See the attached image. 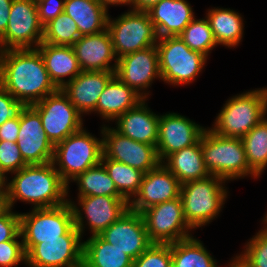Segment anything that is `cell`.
Masks as SVG:
<instances>
[{
    "label": "cell",
    "mask_w": 267,
    "mask_h": 267,
    "mask_svg": "<svg viewBox=\"0 0 267 267\" xmlns=\"http://www.w3.org/2000/svg\"><path fill=\"white\" fill-rule=\"evenodd\" d=\"M81 71H115V56L112 38L108 29L90 35H82L73 45ZM115 57V64L109 66Z\"/></svg>",
    "instance_id": "obj_21"
},
{
    "label": "cell",
    "mask_w": 267,
    "mask_h": 267,
    "mask_svg": "<svg viewBox=\"0 0 267 267\" xmlns=\"http://www.w3.org/2000/svg\"><path fill=\"white\" fill-rule=\"evenodd\" d=\"M107 12L98 0H65L64 13L76 22L81 36L106 30Z\"/></svg>",
    "instance_id": "obj_27"
},
{
    "label": "cell",
    "mask_w": 267,
    "mask_h": 267,
    "mask_svg": "<svg viewBox=\"0 0 267 267\" xmlns=\"http://www.w3.org/2000/svg\"><path fill=\"white\" fill-rule=\"evenodd\" d=\"M179 36L191 50L205 56L217 45L206 18L199 20L194 18Z\"/></svg>",
    "instance_id": "obj_36"
},
{
    "label": "cell",
    "mask_w": 267,
    "mask_h": 267,
    "mask_svg": "<svg viewBox=\"0 0 267 267\" xmlns=\"http://www.w3.org/2000/svg\"><path fill=\"white\" fill-rule=\"evenodd\" d=\"M235 259H234V261H232V263L230 264L229 267H246L237 258H235Z\"/></svg>",
    "instance_id": "obj_49"
},
{
    "label": "cell",
    "mask_w": 267,
    "mask_h": 267,
    "mask_svg": "<svg viewBox=\"0 0 267 267\" xmlns=\"http://www.w3.org/2000/svg\"><path fill=\"white\" fill-rule=\"evenodd\" d=\"M141 214L152 243L171 244L191 237L180 197L150 206Z\"/></svg>",
    "instance_id": "obj_13"
},
{
    "label": "cell",
    "mask_w": 267,
    "mask_h": 267,
    "mask_svg": "<svg viewBox=\"0 0 267 267\" xmlns=\"http://www.w3.org/2000/svg\"><path fill=\"white\" fill-rule=\"evenodd\" d=\"M74 181L79 185V196L123 197L110 178L105 166L100 163L79 174Z\"/></svg>",
    "instance_id": "obj_32"
},
{
    "label": "cell",
    "mask_w": 267,
    "mask_h": 267,
    "mask_svg": "<svg viewBox=\"0 0 267 267\" xmlns=\"http://www.w3.org/2000/svg\"><path fill=\"white\" fill-rule=\"evenodd\" d=\"M172 267H218L200 240L192 236L171 243Z\"/></svg>",
    "instance_id": "obj_31"
},
{
    "label": "cell",
    "mask_w": 267,
    "mask_h": 267,
    "mask_svg": "<svg viewBox=\"0 0 267 267\" xmlns=\"http://www.w3.org/2000/svg\"><path fill=\"white\" fill-rule=\"evenodd\" d=\"M165 159L168 163L165 162L164 166L181 184L204 179L210 175L204 164L200 140L192 146L173 152Z\"/></svg>",
    "instance_id": "obj_28"
},
{
    "label": "cell",
    "mask_w": 267,
    "mask_h": 267,
    "mask_svg": "<svg viewBox=\"0 0 267 267\" xmlns=\"http://www.w3.org/2000/svg\"><path fill=\"white\" fill-rule=\"evenodd\" d=\"M162 0H133L132 5L133 10L137 11H147L149 10L153 5L157 4Z\"/></svg>",
    "instance_id": "obj_46"
},
{
    "label": "cell",
    "mask_w": 267,
    "mask_h": 267,
    "mask_svg": "<svg viewBox=\"0 0 267 267\" xmlns=\"http://www.w3.org/2000/svg\"><path fill=\"white\" fill-rule=\"evenodd\" d=\"M180 181L160 163L144 174L142 183L129 209L141 213L146 208L180 197Z\"/></svg>",
    "instance_id": "obj_19"
},
{
    "label": "cell",
    "mask_w": 267,
    "mask_h": 267,
    "mask_svg": "<svg viewBox=\"0 0 267 267\" xmlns=\"http://www.w3.org/2000/svg\"><path fill=\"white\" fill-rule=\"evenodd\" d=\"M45 63L51 81L58 89L66 83L63 77L71 75L69 81L73 80L80 72L77 57L72 46L53 45L42 42L36 48Z\"/></svg>",
    "instance_id": "obj_25"
},
{
    "label": "cell",
    "mask_w": 267,
    "mask_h": 267,
    "mask_svg": "<svg viewBox=\"0 0 267 267\" xmlns=\"http://www.w3.org/2000/svg\"><path fill=\"white\" fill-rule=\"evenodd\" d=\"M102 155L103 139L98 140L82 128L54 145L52 162L59 164L56 171L69 187V180L100 164Z\"/></svg>",
    "instance_id": "obj_7"
},
{
    "label": "cell",
    "mask_w": 267,
    "mask_h": 267,
    "mask_svg": "<svg viewBox=\"0 0 267 267\" xmlns=\"http://www.w3.org/2000/svg\"><path fill=\"white\" fill-rule=\"evenodd\" d=\"M266 111V88L239 94L224 105L211 130L224 137L242 138L265 117Z\"/></svg>",
    "instance_id": "obj_6"
},
{
    "label": "cell",
    "mask_w": 267,
    "mask_h": 267,
    "mask_svg": "<svg viewBox=\"0 0 267 267\" xmlns=\"http://www.w3.org/2000/svg\"><path fill=\"white\" fill-rule=\"evenodd\" d=\"M19 237L20 233L13 240L0 242V267H12L21 261L26 262L23 242L16 240Z\"/></svg>",
    "instance_id": "obj_40"
},
{
    "label": "cell",
    "mask_w": 267,
    "mask_h": 267,
    "mask_svg": "<svg viewBox=\"0 0 267 267\" xmlns=\"http://www.w3.org/2000/svg\"><path fill=\"white\" fill-rule=\"evenodd\" d=\"M82 264L85 267H132L133 259L96 235L83 243Z\"/></svg>",
    "instance_id": "obj_29"
},
{
    "label": "cell",
    "mask_w": 267,
    "mask_h": 267,
    "mask_svg": "<svg viewBox=\"0 0 267 267\" xmlns=\"http://www.w3.org/2000/svg\"><path fill=\"white\" fill-rule=\"evenodd\" d=\"M132 267H172L171 244L152 243L133 260Z\"/></svg>",
    "instance_id": "obj_38"
},
{
    "label": "cell",
    "mask_w": 267,
    "mask_h": 267,
    "mask_svg": "<svg viewBox=\"0 0 267 267\" xmlns=\"http://www.w3.org/2000/svg\"><path fill=\"white\" fill-rule=\"evenodd\" d=\"M53 162L27 165L15 172L6 186L5 206L11 208L18 200L31 202L34 208H51L68 202V185L56 171Z\"/></svg>",
    "instance_id": "obj_2"
},
{
    "label": "cell",
    "mask_w": 267,
    "mask_h": 267,
    "mask_svg": "<svg viewBox=\"0 0 267 267\" xmlns=\"http://www.w3.org/2000/svg\"><path fill=\"white\" fill-rule=\"evenodd\" d=\"M74 226L61 239L40 240L27 254L30 267H79L83 263V217L71 201Z\"/></svg>",
    "instance_id": "obj_4"
},
{
    "label": "cell",
    "mask_w": 267,
    "mask_h": 267,
    "mask_svg": "<svg viewBox=\"0 0 267 267\" xmlns=\"http://www.w3.org/2000/svg\"><path fill=\"white\" fill-rule=\"evenodd\" d=\"M25 107L0 85V126L8 119L18 118Z\"/></svg>",
    "instance_id": "obj_42"
},
{
    "label": "cell",
    "mask_w": 267,
    "mask_h": 267,
    "mask_svg": "<svg viewBox=\"0 0 267 267\" xmlns=\"http://www.w3.org/2000/svg\"><path fill=\"white\" fill-rule=\"evenodd\" d=\"M101 163L105 166L118 192L130 202L131 196L138 193L144 172L102 155Z\"/></svg>",
    "instance_id": "obj_33"
},
{
    "label": "cell",
    "mask_w": 267,
    "mask_h": 267,
    "mask_svg": "<svg viewBox=\"0 0 267 267\" xmlns=\"http://www.w3.org/2000/svg\"><path fill=\"white\" fill-rule=\"evenodd\" d=\"M17 145L27 165L52 162L54 145L47 138L40 115L32 106H26L20 113Z\"/></svg>",
    "instance_id": "obj_15"
},
{
    "label": "cell",
    "mask_w": 267,
    "mask_h": 267,
    "mask_svg": "<svg viewBox=\"0 0 267 267\" xmlns=\"http://www.w3.org/2000/svg\"><path fill=\"white\" fill-rule=\"evenodd\" d=\"M13 0H0V37L5 33Z\"/></svg>",
    "instance_id": "obj_45"
},
{
    "label": "cell",
    "mask_w": 267,
    "mask_h": 267,
    "mask_svg": "<svg viewBox=\"0 0 267 267\" xmlns=\"http://www.w3.org/2000/svg\"><path fill=\"white\" fill-rule=\"evenodd\" d=\"M0 85L26 106L58 90L36 48L0 51Z\"/></svg>",
    "instance_id": "obj_1"
},
{
    "label": "cell",
    "mask_w": 267,
    "mask_h": 267,
    "mask_svg": "<svg viewBox=\"0 0 267 267\" xmlns=\"http://www.w3.org/2000/svg\"><path fill=\"white\" fill-rule=\"evenodd\" d=\"M115 76L145 99L148 93L138 91L149 87L154 78L161 79L156 45L117 59Z\"/></svg>",
    "instance_id": "obj_18"
},
{
    "label": "cell",
    "mask_w": 267,
    "mask_h": 267,
    "mask_svg": "<svg viewBox=\"0 0 267 267\" xmlns=\"http://www.w3.org/2000/svg\"><path fill=\"white\" fill-rule=\"evenodd\" d=\"M225 179L209 175L204 179L181 184L180 198L186 222L191 228L209 223L219 214L225 198Z\"/></svg>",
    "instance_id": "obj_5"
},
{
    "label": "cell",
    "mask_w": 267,
    "mask_h": 267,
    "mask_svg": "<svg viewBox=\"0 0 267 267\" xmlns=\"http://www.w3.org/2000/svg\"><path fill=\"white\" fill-rule=\"evenodd\" d=\"M241 139L248 165L259 176L267 166V119L263 118Z\"/></svg>",
    "instance_id": "obj_34"
},
{
    "label": "cell",
    "mask_w": 267,
    "mask_h": 267,
    "mask_svg": "<svg viewBox=\"0 0 267 267\" xmlns=\"http://www.w3.org/2000/svg\"><path fill=\"white\" fill-rule=\"evenodd\" d=\"M107 29L117 59L155 46L158 41L156 29L147 11L131 10L112 21L108 17Z\"/></svg>",
    "instance_id": "obj_10"
},
{
    "label": "cell",
    "mask_w": 267,
    "mask_h": 267,
    "mask_svg": "<svg viewBox=\"0 0 267 267\" xmlns=\"http://www.w3.org/2000/svg\"><path fill=\"white\" fill-rule=\"evenodd\" d=\"M6 177L4 173L0 170V195H5L6 192ZM5 187V188H4Z\"/></svg>",
    "instance_id": "obj_48"
},
{
    "label": "cell",
    "mask_w": 267,
    "mask_h": 267,
    "mask_svg": "<svg viewBox=\"0 0 267 267\" xmlns=\"http://www.w3.org/2000/svg\"><path fill=\"white\" fill-rule=\"evenodd\" d=\"M206 18L217 45L222 44L233 47L242 39L243 19L233 10L211 9Z\"/></svg>",
    "instance_id": "obj_30"
},
{
    "label": "cell",
    "mask_w": 267,
    "mask_h": 267,
    "mask_svg": "<svg viewBox=\"0 0 267 267\" xmlns=\"http://www.w3.org/2000/svg\"><path fill=\"white\" fill-rule=\"evenodd\" d=\"M20 116L16 119H8L0 126V141L17 142L19 133Z\"/></svg>",
    "instance_id": "obj_44"
},
{
    "label": "cell",
    "mask_w": 267,
    "mask_h": 267,
    "mask_svg": "<svg viewBox=\"0 0 267 267\" xmlns=\"http://www.w3.org/2000/svg\"><path fill=\"white\" fill-rule=\"evenodd\" d=\"M93 233L101 235L111 224L129 209V202L124 197L85 196L78 197Z\"/></svg>",
    "instance_id": "obj_23"
},
{
    "label": "cell",
    "mask_w": 267,
    "mask_h": 267,
    "mask_svg": "<svg viewBox=\"0 0 267 267\" xmlns=\"http://www.w3.org/2000/svg\"><path fill=\"white\" fill-rule=\"evenodd\" d=\"M204 164L210 175L225 180L258 176L248 165L241 138L224 137L205 129L200 137Z\"/></svg>",
    "instance_id": "obj_3"
},
{
    "label": "cell",
    "mask_w": 267,
    "mask_h": 267,
    "mask_svg": "<svg viewBox=\"0 0 267 267\" xmlns=\"http://www.w3.org/2000/svg\"><path fill=\"white\" fill-rule=\"evenodd\" d=\"M204 130L205 128L177 113L159 116L156 145L159 161L164 163L165 158L173 152L196 144Z\"/></svg>",
    "instance_id": "obj_17"
},
{
    "label": "cell",
    "mask_w": 267,
    "mask_h": 267,
    "mask_svg": "<svg viewBox=\"0 0 267 267\" xmlns=\"http://www.w3.org/2000/svg\"><path fill=\"white\" fill-rule=\"evenodd\" d=\"M5 207L4 195H0V211Z\"/></svg>",
    "instance_id": "obj_50"
},
{
    "label": "cell",
    "mask_w": 267,
    "mask_h": 267,
    "mask_svg": "<svg viewBox=\"0 0 267 267\" xmlns=\"http://www.w3.org/2000/svg\"><path fill=\"white\" fill-rule=\"evenodd\" d=\"M264 222H266V224H267V215H266V217H265V219H264ZM263 230H264V231H267V227H265Z\"/></svg>",
    "instance_id": "obj_51"
},
{
    "label": "cell",
    "mask_w": 267,
    "mask_h": 267,
    "mask_svg": "<svg viewBox=\"0 0 267 267\" xmlns=\"http://www.w3.org/2000/svg\"><path fill=\"white\" fill-rule=\"evenodd\" d=\"M74 226L71 203L51 208H34L20 214V234L27 254L40 240L61 239Z\"/></svg>",
    "instance_id": "obj_9"
},
{
    "label": "cell",
    "mask_w": 267,
    "mask_h": 267,
    "mask_svg": "<svg viewBox=\"0 0 267 267\" xmlns=\"http://www.w3.org/2000/svg\"><path fill=\"white\" fill-rule=\"evenodd\" d=\"M103 155L144 173L155 169L161 162L156 147L125 137L114 128L103 127Z\"/></svg>",
    "instance_id": "obj_14"
},
{
    "label": "cell",
    "mask_w": 267,
    "mask_h": 267,
    "mask_svg": "<svg viewBox=\"0 0 267 267\" xmlns=\"http://www.w3.org/2000/svg\"><path fill=\"white\" fill-rule=\"evenodd\" d=\"M236 258L246 267H267V231L261 229Z\"/></svg>",
    "instance_id": "obj_37"
},
{
    "label": "cell",
    "mask_w": 267,
    "mask_h": 267,
    "mask_svg": "<svg viewBox=\"0 0 267 267\" xmlns=\"http://www.w3.org/2000/svg\"><path fill=\"white\" fill-rule=\"evenodd\" d=\"M146 99L120 115L117 132L137 142L154 145L158 142L159 116L147 109Z\"/></svg>",
    "instance_id": "obj_24"
},
{
    "label": "cell",
    "mask_w": 267,
    "mask_h": 267,
    "mask_svg": "<svg viewBox=\"0 0 267 267\" xmlns=\"http://www.w3.org/2000/svg\"><path fill=\"white\" fill-rule=\"evenodd\" d=\"M142 100L144 98L139 93L114 76L101 93L96 111L104 119L114 120L137 106Z\"/></svg>",
    "instance_id": "obj_26"
},
{
    "label": "cell",
    "mask_w": 267,
    "mask_h": 267,
    "mask_svg": "<svg viewBox=\"0 0 267 267\" xmlns=\"http://www.w3.org/2000/svg\"><path fill=\"white\" fill-rule=\"evenodd\" d=\"M39 20L43 26L64 12L65 0H36Z\"/></svg>",
    "instance_id": "obj_43"
},
{
    "label": "cell",
    "mask_w": 267,
    "mask_h": 267,
    "mask_svg": "<svg viewBox=\"0 0 267 267\" xmlns=\"http://www.w3.org/2000/svg\"><path fill=\"white\" fill-rule=\"evenodd\" d=\"M5 206L0 211V242L13 240L20 233V214Z\"/></svg>",
    "instance_id": "obj_41"
},
{
    "label": "cell",
    "mask_w": 267,
    "mask_h": 267,
    "mask_svg": "<svg viewBox=\"0 0 267 267\" xmlns=\"http://www.w3.org/2000/svg\"><path fill=\"white\" fill-rule=\"evenodd\" d=\"M114 76L115 71H81L61 90L81 114L96 111L101 93Z\"/></svg>",
    "instance_id": "obj_20"
},
{
    "label": "cell",
    "mask_w": 267,
    "mask_h": 267,
    "mask_svg": "<svg viewBox=\"0 0 267 267\" xmlns=\"http://www.w3.org/2000/svg\"><path fill=\"white\" fill-rule=\"evenodd\" d=\"M156 47L161 80L168 84H187L195 80L207 59L204 54L191 50L180 36L158 38Z\"/></svg>",
    "instance_id": "obj_8"
},
{
    "label": "cell",
    "mask_w": 267,
    "mask_h": 267,
    "mask_svg": "<svg viewBox=\"0 0 267 267\" xmlns=\"http://www.w3.org/2000/svg\"><path fill=\"white\" fill-rule=\"evenodd\" d=\"M27 166L21 156L17 142L0 141V170L4 173H15Z\"/></svg>",
    "instance_id": "obj_39"
},
{
    "label": "cell",
    "mask_w": 267,
    "mask_h": 267,
    "mask_svg": "<svg viewBox=\"0 0 267 267\" xmlns=\"http://www.w3.org/2000/svg\"><path fill=\"white\" fill-rule=\"evenodd\" d=\"M106 9L107 6L110 5H120V4H131L132 5V1L133 0H98Z\"/></svg>",
    "instance_id": "obj_47"
},
{
    "label": "cell",
    "mask_w": 267,
    "mask_h": 267,
    "mask_svg": "<svg viewBox=\"0 0 267 267\" xmlns=\"http://www.w3.org/2000/svg\"><path fill=\"white\" fill-rule=\"evenodd\" d=\"M100 236L133 260L152 244L142 214L131 209L105 229Z\"/></svg>",
    "instance_id": "obj_16"
},
{
    "label": "cell",
    "mask_w": 267,
    "mask_h": 267,
    "mask_svg": "<svg viewBox=\"0 0 267 267\" xmlns=\"http://www.w3.org/2000/svg\"><path fill=\"white\" fill-rule=\"evenodd\" d=\"M147 13L158 38L179 36L195 18L191 6L185 0H162L147 10Z\"/></svg>",
    "instance_id": "obj_22"
},
{
    "label": "cell",
    "mask_w": 267,
    "mask_h": 267,
    "mask_svg": "<svg viewBox=\"0 0 267 267\" xmlns=\"http://www.w3.org/2000/svg\"><path fill=\"white\" fill-rule=\"evenodd\" d=\"M31 106L39 113L44 132L53 145L83 128L81 113L61 89Z\"/></svg>",
    "instance_id": "obj_11"
},
{
    "label": "cell",
    "mask_w": 267,
    "mask_h": 267,
    "mask_svg": "<svg viewBox=\"0 0 267 267\" xmlns=\"http://www.w3.org/2000/svg\"><path fill=\"white\" fill-rule=\"evenodd\" d=\"M43 33L36 1L13 0L6 31L0 37V51L31 49L32 43L37 48L42 43Z\"/></svg>",
    "instance_id": "obj_12"
},
{
    "label": "cell",
    "mask_w": 267,
    "mask_h": 267,
    "mask_svg": "<svg viewBox=\"0 0 267 267\" xmlns=\"http://www.w3.org/2000/svg\"><path fill=\"white\" fill-rule=\"evenodd\" d=\"M80 37L76 22L63 12L44 26L42 42L53 45L72 46Z\"/></svg>",
    "instance_id": "obj_35"
}]
</instances>
